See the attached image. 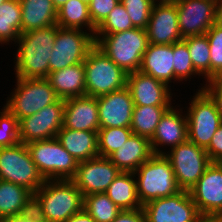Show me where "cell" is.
<instances>
[{
    "mask_svg": "<svg viewBox=\"0 0 222 222\" xmlns=\"http://www.w3.org/2000/svg\"><path fill=\"white\" fill-rule=\"evenodd\" d=\"M21 2L6 0L0 6V45L15 44L21 34ZM14 42V43H13Z\"/></svg>",
    "mask_w": 222,
    "mask_h": 222,
    "instance_id": "cell-30",
    "label": "cell"
},
{
    "mask_svg": "<svg viewBox=\"0 0 222 222\" xmlns=\"http://www.w3.org/2000/svg\"><path fill=\"white\" fill-rule=\"evenodd\" d=\"M137 195L142 206L161 197L173 196L178 186L170 161L164 155L153 154L134 172Z\"/></svg>",
    "mask_w": 222,
    "mask_h": 222,
    "instance_id": "cell-4",
    "label": "cell"
},
{
    "mask_svg": "<svg viewBox=\"0 0 222 222\" xmlns=\"http://www.w3.org/2000/svg\"><path fill=\"white\" fill-rule=\"evenodd\" d=\"M112 222H147L143 208L122 210Z\"/></svg>",
    "mask_w": 222,
    "mask_h": 222,
    "instance_id": "cell-43",
    "label": "cell"
},
{
    "mask_svg": "<svg viewBox=\"0 0 222 222\" xmlns=\"http://www.w3.org/2000/svg\"><path fill=\"white\" fill-rule=\"evenodd\" d=\"M206 36L210 47V80L222 75V27L213 25Z\"/></svg>",
    "mask_w": 222,
    "mask_h": 222,
    "instance_id": "cell-37",
    "label": "cell"
},
{
    "mask_svg": "<svg viewBox=\"0 0 222 222\" xmlns=\"http://www.w3.org/2000/svg\"><path fill=\"white\" fill-rule=\"evenodd\" d=\"M164 156L171 163L178 186L187 191L211 164L206 150L188 140L170 149Z\"/></svg>",
    "mask_w": 222,
    "mask_h": 222,
    "instance_id": "cell-11",
    "label": "cell"
},
{
    "mask_svg": "<svg viewBox=\"0 0 222 222\" xmlns=\"http://www.w3.org/2000/svg\"><path fill=\"white\" fill-rule=\"evenodd\" d=\"M215 25L222 27V0H217L216 2Z\"/></svg>",
    "mask_w": 222,
    "mask_h": 222,
    "instance_id": "cell-46",
    "label": "cell"
},
{
    "mask_svg": "<svg viewBox=\"0 0 222 222\" xmlns=\"http://www.w3.org/2000/svg\"><path fill=\"white\" fill-rule=\"evenodd\" d=\"M57 25L61 28L86 29L93 36L96 31L89 15L88 4L80 0H68L57 10Z\"/></svg>",
    "mask_w": 222,
    "mask_h": 222,
    "instance_id": "cell-29",
    "label": "cell"
},
{
    "mask_svg": "<svg viewBox=\"0 0 222 222\" xmlns=\"http://www.w3.org/2000/svg\"><path fill=\"white\" fill-rule=\"evenodd\" d=\"M27 147L44 180H70L75 175L78 162L57 138L30 142Z\"/></svg>",
    "mask_w": 222,
    "mask_h": 222,
    "instance_id": "cell-8",
    "label": "cell"
},
{
    "mask_svg": "<svg viewBox=\"0 0 222 222\" xmlns=\"http://www.w3.org/2000/svg\"><path fill=\"white\" fill-rule=\"evenodd\" d=\"M65 222H96L84 209L70 216Z\"/></svg>",
    "mask_w": 222,
    "mask_h": 222,
    "instance_id": "cell-45",
    "label": "cell"
},
{
    "mask_svg": "<svg viewBox=\"0 0 222 222\" xmlns=\"http://www.w3.org/2000/svg\"><path fill=\"white\" fill-rule=\"evenodd\" d=\"M21 33L57 24V9L52 0H20Z\"/></svg>",
    "mask_w": 222,
    "mask_h": 222,
    "instance_id": "cell-26",
    "label": "cell"
},
{
    "mask_svg": "<svg viewBox=\"0 0 222 222\" xmlns=\"http://www.w3.org/2000/svg\"><path fill=\"white\" fill-rule=\"evenodd\" d=\"M187 44L194 69L201 79L210 80V47L206 34L183 38Z\"/></svg>",
    "mask_w": 222,
    "mask_h": 222,
    "instance_id": "cell-32",
    "label": "cell"
},
{
    "mask_svg": "<svg viewBox=\"0 0 222 222\" xmlns=\"http://www.w3.org/2000/svg\"><path fill=\"white\" fill-rule=\"evenodd\" d=\"M180 104H177V107L172 105L161 117L150 140L153 154L164 155L170 149L188 140L186 112L184 110L183 113Z\"/></svg>",
    "mask_w": 222,
    "mask_h": 222,
    "instance_id": "cell-17",
    "label": "cell"
},
{
    "mask_svg": "<svg viewBox=\"0 0 222 222\" xmlns=\"http://www.w3.org/2000/svg\"><path fill=\"white\" fill-rule=\"evenodd\" d=\"M58 25L35 29L21 33L14 55L15 77L47 78L49 75V58L55 43Z\"/></svg>",
    "mask_w": 222,
    "mask_h": 222,
    "instance_id": "cell-1",
    "label": "cell"
},
{
    "mask_svg": "<svg viewBox=\"0 0 222 222\" xmlns=\"http://www.w3.org/2000/svg\"><path fill=\"white\" fill-rule=\"evenodd\" d=\"M193 95L188 108L183 107L187 110L188 141L206 149L222 124V118L215 102L204 90H196Z\"/></svg>",
    "mask_w": 222,
    "mask_h": 222,
    "instance_id": "cell-7",
    "label": "cell"
},
{
    "mask_svg": "<svg viewBox=\"0 0 222 222\" xmlns=\"http://www.w3.org/2000/svg\"><path fill=\"white\" fill-rule=\"evenodd\" d=\"M189 193L204 218L222 219V163H211Z\"/></svg>",
    "mask_w": 222,
    "mask_h": 222,
    "instance_id": "cell-14",
    "label": "cell"
},
{
    "mask_svg": "<svg viewBox=\"0 0 222 222\" xmlns=\"http://www.w3.org/2000/svg\"><path fill=\"white\" fill-rule=\"evenodd\" d=\"M132 134V130L128 127L99 129L97 132L99 156L108 158L120 149Z\"/></svg>",
    "mask_w": 222,
    "mask_h": 222,
    "instance_id": "cell-34",
    "label": "cell"
},
{
    "mask_svg": "<svg viewBox=\"0 0 222 222\" xmlns=\"http://www.w3.org/2000/svg\"><path fill=\"white\" fill-rule=\"evenodd\" d=\"M125 7L134 28L146 29L153 7L152 0H120Z\"/></svg>",
    "mask_w": 222,
    "mask_h": 222,
    "instance_id": "cell-39",
    "label": "cell"
},
{
    "mask_svg": "<svg viewBox=\"0 0 222 222\" xmlns=\"http://www.w3.org/2000/svg\"><path fill=\"white\" fill-rule=\"evenodd\" d=\"M83 64L86 95L97 98L126 87L127 73L96 44L88 52Z\"/></svg>",
    "mask_w": 222,
    "mask_h": 222,
    "instance_id": "cell-5",
    "label": "cell"
},
{
    "mask_svg": "<svg viewBox=\"0 0 222 222\" xmlns=\"http://www.w3.org/2000/svg\"><path fill=\"white\" fill-rule=\"evenodd\" d=\"M20 143L19 120L5 107L0 109V148Z\"/></svg>",
    "mask_w": 222,
    "mask_h": 222,
    "instance_id": "cell-38",
    "label": "cell"
},
{
    "mask_svg": "<svg viewBox=\"0 0 222 222\" xmlns=\"http://www.w3.org/2000/svg\"><path fill=\"white\" fill-rule=\"evenodd\" d=\"M121 171L106 157H95L78 162L75 175L70 179L83 196L105 193Z\"/></svg>",
    "mask_w": 222,
    "mask_h": 222,
    "instance_id": "cell-15",
    "label": "cell"
},
{
    "mask_svg": "<svg viewBox=\"0 0 222 222\" xmlns=\"http://www.w3.org/2000/svg\"><path fill=\"white\" fill-rule=\"evenodd\" d=\"M153 155L148 138L132 134L125 144L108 159L122 172H135Z\"/></svg>",
    "mask_w": 222,
    "mask_h": 222,
    "instance_id": "cell-23",
    "label": "cell"
},
{
    "mask_svg": "<svg viewBox=\"0 0 222 222\" xmlns=\"http://www.w3.org/2000/svg\"><path fill=\"white\" fill-rule=\"evenodd\" d=\"M173 44H151L142 57L139 71L158 79L168 87L174 83Z\"/></svg>",
    "mask_w": 222,
    "mask_h": 222,
    "instance_id": "cell-22",
    "label": "cell"
},
{
    "mask_svg": "<svg viewBox=\"0 0 222 222\" xmlns=\"http://www.w3.org/2000/svg\"><path fill=\"white\" fill-rule=\"evenodd\" d=\"M201 222H222V219L204 218Z\"/></svg>",
    "mask_w": 222,
    "mask_h": 222,
    "instance_id": "cell-49",
    "label": "cell"
},
{
    "mask_svg": "<svg viewBox=\"0 0 222 222\" xmlns=\"http://www.w3.org/2000/svg\"><path fill=\"white\" fill-rule=\"evenodd\" d=\"M63 127L98 132L100 123L97 98L84 95L66 99Z\"/></svg>",
    "mask_w": 222,
    "mask_h": 222,
    "instance_id": "cell-21",
    "label": "cell"
},
{
    "mask_svg": "<svg viewBox=\"0 0 222 222\" xmlns=\"http://www.w3.org/2000/svg\"><path fill=\"white\" fill-rule=\"evenodd\" d=\"M132 28H134V26L125 7L119 3L96 28L95 35H108Z\"/></svg>",
    "mask_w": 222,
    "mask_h": 222,
    "instance_id": "cell-36",
    "label": "cell"
},
{
    "mask_svg": "<svg viewBox=\"0 0 222 222\" xmlns=\"http://www.w3.org/2000/svg\"><path fill=\"white\" fill-rule=\"evenodd\" d=\"M80 1H81V2H84V3H86V4L89 5V3H90L91 0H80Z\"/></svg>",
    "mask_w": 222,
    "mask_h": 222,
    "instance_id": "cell-50",
    "label": "cell"
},
{
    "mask_svg": "<svg viewBox=\"0 0 222 222\" xmlns=\"http://www.w3.org/2000/svg\"><path fill=\"white\" fill-rule=\"evenodd\" d=\"M95 44L127 74L139 71L148 46L146 29L132 28L123 32L94 35Z\"/></svg>",
    "mask_w": 222,
    "mask_h": 222,
    "instance_id": "cell-3",
    "label": "cell"
},
{
    "mask_svg": "<svg viewBox=\"0 0 222 222\" xmlns=\"http://www.w3.org/2000/svg\"><path fill=\"white\" fill-rule=\"evenodd\" d=\"M126 87L131 93L134 106L171 107L172 89L165 83L140 71L127 74Z\"/></svg>",
    "mask_w": 222,
    "mask_h": 222,
    "instance_id": "cell-18",
    "label": "cell"
},
{
    "mask_svg": "<svg viewBox=\"0 0 222 222\" xmlns=\"http://www.w3.org/2000/svg\"><path fill=\"white\" fill-rule=\"evenodd\" d=\"M205 150L211 163H222V124L214 133L209 146Z\"/></svg>",
    "mask_w": 222,
    "mask_h": 222,
    "instance_id": "cell-42",
    "label": "cell"
},
{
    "mask_svg": "<svg viewBox=\"0 0 222 222\" xmlns=\"http://www.w3.org/2000/svg\"><path fill=\"white\" fill-rule=\"evenodd\" d=\"M15 78V88L3 106L18 120L36 114L60 99L46 78Z\"/></svg>",
    "mask_w": 222,
    "mask_h": 222,
    "instance_id": "cell-6",
    "label": "cell"
},
{
    "mask_svg": "<svg viewBox=\"0 0 222 222\" xmlns=\"http://www.w3.org/2000/svg\"><path fill=\"white\" fill-rule=\"evenodd\" d=\"M65 100L45 106L36 114L19 120L20 142L28 144L34 141L48 140L57 137L63 127Z\"/></svg>",
    "mask_w": 222,
    "mask_h": 222,
    "instance_id": "cell-13",
    "label": "cell"
},
{
    "mask_svg": "<svg viewBox=\"0 0 222 222\" xmlns=\"http://www.w3.org/2000/svg\"><path fill=\"white\" fill-rule=\"evenodd\" d=\"M179 0H152V2L155 3H177Z\"/></svg>",
    "mask_w": 222,
    "mask_h": 222,
    "instance_id": "cell-48",
    "label": "cell"
},
{
    "mask_svg": "<svg viewBox=\"0 0 222 222\" xmlns=\"http://www.w3.org/2000/svg\"><path fill=\"white\" fill-rule=\"evenodd\" d=\"M146 31L148 43L151 44H174L182 41L176 4H153Z\"/></svg>",
    "mask_w": 222,
    "mask_h": 222,
    "instance_id": "cell-20",
    "label": "cell"
},
{
    "mask_svg": "<svg viewBox=\"0 0 222 222\" xmlns=\"http://www.w3.org/2000/svg\"><path fill=\"white\" fill-rule=\"evenodd\" d=\"M106 195L122 210L142 208L137 195L134 172H120L106 190Z\"/></svg>",
    "mask_w": 222,
    "mask_h": 222,
    "instance_id": "cell-28",
    "label": "cell"
},
{
    "mask_svg": "<svg viewBox=\"0 0 222 222\" xmlns=\"http://www.w3.org/2000/svg\"><path fill=\"white\" fill-rule=\"evenodd\" d=\"M83 204L84 196L71 180H45L33 194V208L46 222H65Z\"/></svg>",
    "mask_w": 222,
    "mask_h": 222,
    "instance_id": "cell-2",
    "label": "cell"
},
{
    "mask_svg": "<svg viewBox=\"0 0 222 222\" xmlns=\"http://www.w3.org/2000/svg\"><path fill=\"white\" fill-rule=\"evenodd\" d=\"M68 0H52L54 7L60 9Z\"/></svg>",
    "mask_w": 222,
    "mask_h": 222,
    "instance_id": "cell-47",
    "label": "cell"
},
{
    "mask_svg": "<svg viewBox=\"0 0 222 222\" xmlns=\"http://www.w3.org/2000/svg\"><path fill=\"white\" fill-rule=\"evenodd\" d=\"M197 90H204L215 102L217 109L222 118V79L215 78L204 82ZM204 85V86H203Z\"/></svg>",
    "mask_w": 222,
    "mask_h": 222,
    "instance_id": "cell-41",
    "label": "cell"
},
{
    "mask_svg": "<svg viewBox=\"0 0 222 222\" xmlns=\"http://www.w3.org/2000/svg\"><path fill=\"white\" fill-rule=\"evenodd\" d=\"M170 107L134 106L130 129L133 134L152 139L161 117Z\"/></svg>",
    "mask_w": 222,
    "mask_h": 222,
    "instance_id": "cell-31",
    "label": "cell"
},
{
    "mask_svg": "<svg viewBox=\"0 0 222 222\" xmlns=\"http://www.w3.org/2000/svg\"><path fill=\"white\" fill-rule=\"evenodd\" d=\"M33 208V193L26 187L0 180V220Z\"/></svg>",
    "mask_w": 222,
    "mask_h": 222,
    "instance_id": "cell-27",
    "label": "cell"
},
{
    "mask_svg": "<svg viewBox=\"0 0 222 222\" xmlns=\"http://www.w3.org/2000/svg\"><path fill=\"white\" fill-rule=\"evenodd\" d=\"M6 0H0V6L2 5L3 2H5Z\"/></svg>",
    "mask_w": 222,
    "mask_h": 222,
    "instance_id": "cell-51",
    "label": "cell"
},
{
    "mask_svg": "<svg viewBox=\"0 0 222 222\" xmlns=\"http://www.w3.org/2000/svg\"><path fill=\"white\" fill-rule=\"evenodd\" d=\"M94 45V36L88 31L58 26L49 58V73L83 63Z\"/></svg>",
    "mask_w": 222,
    "mask_h": 222,
    "instance_id": "cell-10",
    "label": "cell"
},
{
    "mask_svg": "<svg viewBox=\"0 0 222 222\" xmlns=\"http://www.w3.org/2000/svg\"><path fill=\"white\" fill-rule=\"evenodd\" d=\"M46 79L60 99L66 100L86 95L83 63L51 72Z\"/></svg>",
    "mask_w": 222,
    "mask_h": 222,
    "instance_id": "cell-24",
    "label": "cell"
},
{
    "mask_svg": "<svg viewBox=\"0 0 222 222\" xmlns=\"http://www.w3.org/2000/svg\"><path fill=\"white\" fill-rule=\"evenodd\" d=\"M0 180L24 186L33 194L45 181L32 161L27 145L21 142L0 148Z\"/></svg>",
    "mask_w": 222,
    "mask_h": 222,
    "instance_id": "cell-9",
    "label": "cell"
},
{
    "mask_svg": "<svg viewBox=\"0 0 222 222\" xmlns=\"http://www.w3.org/2000/svg\"><path fill=\"white\" fill-rule=\"evenodd\" d=\"M173 54L174 84L175 82H179V84L184 81L185 83L190 82L193 77L199 80L201 75L194 69L188 46L183 40L173 44Z\"/></svg>",
    "mask_w": 222,
    "mask_h": 222,
    "instance_id": "cell-35",
    "label": "cell"
},
{
    "mask_svg": "<svg viewBox=\"0 0 222 222\" xmlns=\"http://www.w3.org/2000/svg\"><path fill=\"white\" fill-rule=\"evenodd\" d=\"M77 162L99 156L97 132L62 127L56 137Z\"/></svg>",
    "mask_w": 222,
    "mask_h": 222,
    "instance_id": "cell-25",
    "label": "cell"
},
{
    "mask_svg": "<svg viewBox=\"0 0 222 222\" xmlns=\"http://www.w3.org/2000/svg\"><path fill=\"white\" fill-rule=\"evenodd\" d=\"M217 0H179L178 27L182 38L203 35L215 24Z\"/></svg>",
    "mask_w": 222,
    "mask_h": 222,
    "instance_id": "cell-16",
    "label": "cell"
},
{
    "mask_svg": "<svg viewBox=\"0 0 222 222\" xmlns=\"http://www.w3.org/2000/svg\"><path fill=\"white\" fill-rule=\"evenodd\" d=\"M119 3L120 0H91L88 7L93 25L97 28Z\"/></svg>",
    "mask_w": 222,
    "mask_h": 222,
    "instance_id": "cell-40",
    "label": "cell"
},
{
    "mask_svg": "<svg viewBox=\"0 0 222 222\" xmlns=\"http://www.w3.org/2000/svg\"><path fill=\"white\" fill-rule=\"evenodd\" d=\"M83 209L96 222H112L122 211L106 193H93L84 196Z\"/></svg>",
    "mask_w": 222,
    "mask_h": 222,
    "instance_id": "cell-33",
    "label": "cell"
},
{
    "mask_svg": "<svg viewBox=\"0 0 222 222\" xmlns=\"http://www.w3.org/2000/svg\"><path fill=\"white\" fill-rule=\"evenodd\" d=\"M2 222H46L44 219L38 216L34 208L22 214L4 219Z\"/></svg>",
    "mask_w": 222,
    "mask_h": 222,
    "instance_id": "cell-44",
    "label": "cell"
},
{
    "mask_svg": "<svg viewBox=\"0 0 222 222\" xmlns=\"http://www.w3.org/2000/svg\"><path fill=\"white\" fill-rule=\"evenodd\" d=\"M147 222H201L204 217L187 190L142 206Z\"/></svg>",
    "mask_w": 222,
    "mask_h": 222,
    "instance_id": "cell-12",
    "label": "cell"
},
{
    "mask_svg": "<svg viewBox=\"0 0 222 222\" xmlns=\"http://www.w3.org/2000/svg\"><path fill=\"white\" fill-rule=\"evenodd\" d=\"M100 129L130 128L134 102L127 87L97 97Z\"/></svg>",
    "mask_w": 222,
    "mask_h": 222,
    "instance_id": "cell-19",
    "label": "cell"
}]
</instances>
